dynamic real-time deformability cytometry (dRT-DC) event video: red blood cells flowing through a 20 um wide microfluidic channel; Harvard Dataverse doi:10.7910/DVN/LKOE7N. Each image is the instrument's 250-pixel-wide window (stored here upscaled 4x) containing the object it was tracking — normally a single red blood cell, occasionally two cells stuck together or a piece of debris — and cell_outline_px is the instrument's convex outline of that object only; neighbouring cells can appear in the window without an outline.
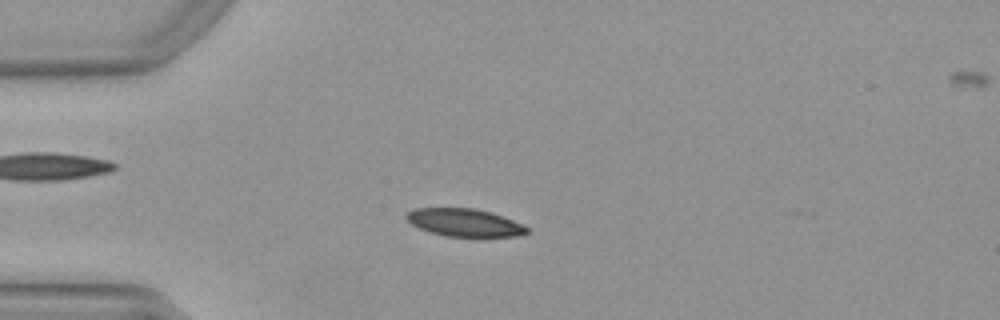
{"species": "Egyptian fruit bat (a non-hibernating species)", "species_latin": "Rousettus aegyptiacus", "temperature_condition": "warm", "stored_images_in_passage": 51, "camera_frame_rate_fps": 3000, "um_per_image_px": 0.085, "animal": {"sex": "female"}, "frame": {"image": 1, "passage_image": 13, "time_ms": 4.0, "image_size_px": [1000, 320], "cell_outline_px": [[528, 232], [516, 236], [444, 236], [420, 228], [412, 224], [404, 216], [408, 212], [416, 208], [476, 208], [492, 212], [524, 224], [528, 228]], "centroid_in_image_um": [39.5, 18.9], "position_along_channel_um": 45.5, "area_um2": 19.36}}
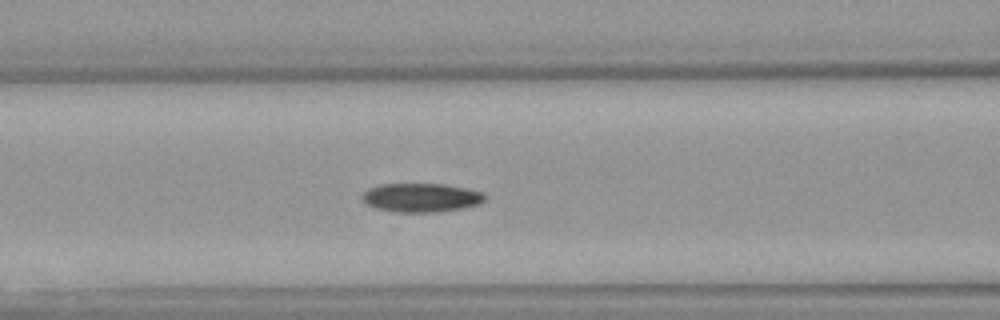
{"frame": {"image": 2, "passage_image": 21, "time_ms": 6.667, "image_size_px": [1000, 320], "cell_outline_px": [[488, 196], [480, 204], [464, 208], [436, 212], [396, 212], [376, 208], [368, 204], [360, 196], [368, 188], [380, 184], [444, 184], [484, 192]], "centroid_in_image_um": [35.83, 16.79], "position_along_channel_um": 130.8, "area_um2": 20.69}}
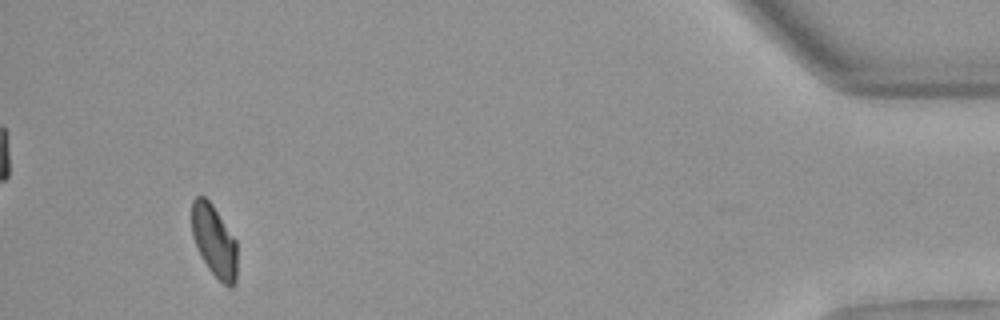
{"frame": {"image": 3, "passage_image": 48, "time_ms": 15.667, "image_size_px": [1000, 320], "cell_outline_px": [[236, 280], [232, 288], [228, 288], [208, 268], [200, 256], [192, 236], [192, 200], [196, 196], [204, 196], [212, 204], [236, 240]], "centroid_in_image_um": [18.2, 20.49], "position_along_channel_um": 417.0, "area_um2": 18.96}}